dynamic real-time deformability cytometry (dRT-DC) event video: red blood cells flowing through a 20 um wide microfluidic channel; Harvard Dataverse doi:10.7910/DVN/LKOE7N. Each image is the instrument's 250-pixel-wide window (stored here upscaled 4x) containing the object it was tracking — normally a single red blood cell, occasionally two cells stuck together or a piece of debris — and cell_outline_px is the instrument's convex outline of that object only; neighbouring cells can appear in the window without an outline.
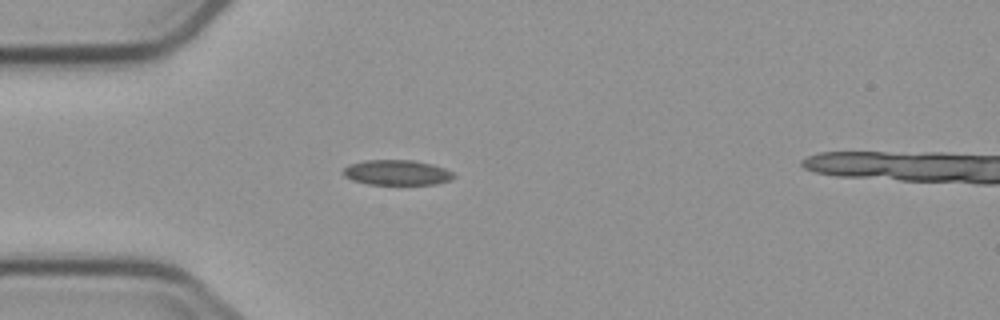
{"species": "common noctule bat (a hibernating species)", "species_latin": "Nyctalus noctula", "temperature_condition": "cold", "stored_images_in_passage": 4, "camera_frame_rate_fps": 3000, "um_per_image_px": 0.085, "animal": {"sex": "male", "body_mass_g": 23.1, "forearm_length_mm": 52.7}, "frame": {"image": 1, "passage_image": 3, "time_ms": 2.333, "image_size_px": [1000, 320], "cell_outline_px": [[456, 176], [452, 180], [436, 184], [368, 184], [352, 180], [344, 176], [340, 172], [348, 164], [364, 160], [412, 160], [432, 164], [444, 168], [452, 172]], "centroid_in_image_um": [33.71, 14.66], "position_along_channel_um": 51.3, "area_um2": 16.36}}